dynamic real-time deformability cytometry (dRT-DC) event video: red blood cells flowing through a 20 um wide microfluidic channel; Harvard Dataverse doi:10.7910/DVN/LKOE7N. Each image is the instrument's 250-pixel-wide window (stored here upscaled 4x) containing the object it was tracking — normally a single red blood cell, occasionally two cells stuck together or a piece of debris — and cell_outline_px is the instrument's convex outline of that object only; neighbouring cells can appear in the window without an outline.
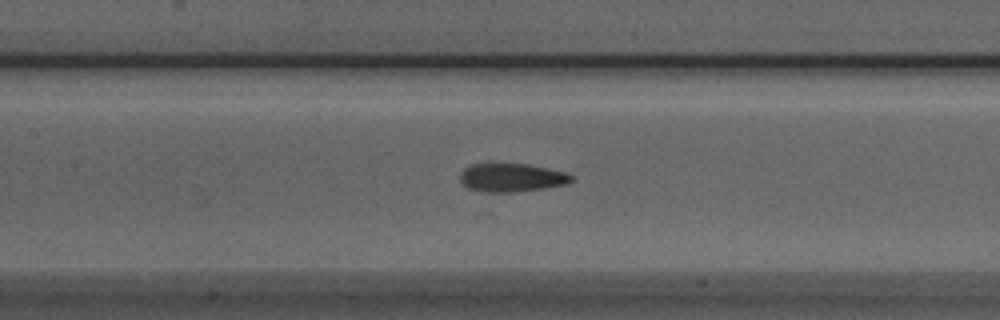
{"species": "Egyptian fruit bat (a non-hibernating species)", "species_latin": "Rousettus aegyptiacus", "temperature_condition": "room temperature", "stored_images_in_passage": 43, "camera_frame_rate_fps": 3000, "um_per_image_px": 0.085, "animal": {"sex": "male"}, "frame": {"image": 1, "passage_image": 12, "time_ms": 3.667, "image_size_px": [1000, 320], "cell_outline_px": [[576, 180], [568, 184], [544, 188], [512, 192], [488, 192], [468, 188], [460, 180], [460, 172], [464, 168], [472, 164], [488, 160], [528, 164], [568, 172], [576, 176]], "centroid_in_image_um": [43.52, 15.04], "position_along_channel_um": 163.9, "area_um2": 19.42}}
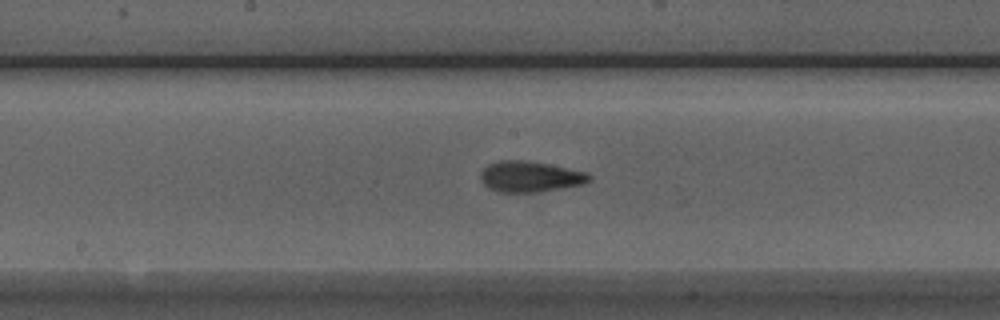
{"frame": {"image": 2, "passage_image": 15, "time_ms": 4.667, "image_size_px": [1000, 320], "cell_outline_px": [[592, 180], [584, 184], [540, 192], [496, 192], [488, 188], [480, 180], [480, 172], [488, 164], [500, 160], [524, 160], [548, 164], [588, 172], [592, 176]], "centroid_in_image_um": [45.06, 15.02], "position_along_channel_um": 203.1, "area_um2": 19.77}}
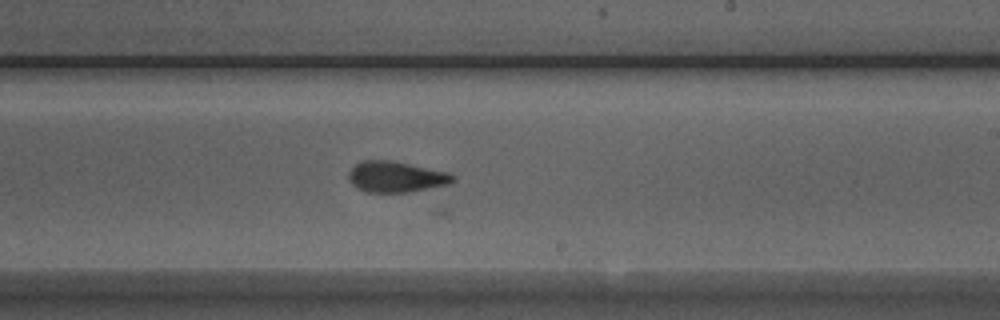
{"frame": {"image": 3, "passage_image": 19, "time_ms": 6.0, "image_size_px": [1000, 320], "cell_outline_px": [[456, 180], [448, 184], [408, 192], [368, 192], [356, 188], [348, 180], [348, 172], [360, 160], [392, 160], [448, 172], [456, 176]], "centroid_in_image_um": [33.64, 15.02], "position_along_channel_um": 255.4, "area_um2": 18.84}}